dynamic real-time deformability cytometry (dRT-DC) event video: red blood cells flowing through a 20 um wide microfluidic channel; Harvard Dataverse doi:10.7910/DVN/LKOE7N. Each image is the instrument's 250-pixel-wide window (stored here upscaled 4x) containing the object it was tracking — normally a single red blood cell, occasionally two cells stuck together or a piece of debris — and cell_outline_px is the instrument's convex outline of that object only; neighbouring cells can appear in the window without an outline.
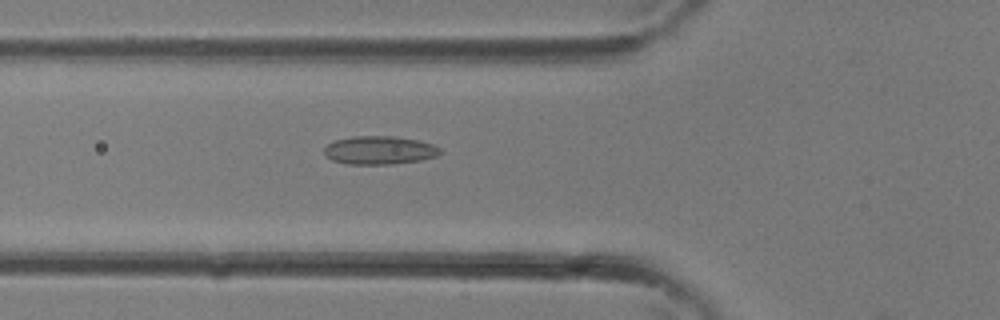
{"species": "common noctule bat (a hibernating species)", "species_latin": "Nyctalus noctula", "temperature_condition": "room temperature", "stored_images_in_passage": 33, "camera_frame_rate_fps": 3000, "um_per_image_px": 0.085, "animal": {"sex": "female"}, "frame": {"image": 1, "passage_image": 12, "time_ms": 3.667, "image_size_px": [1000, 320], "cell_outline_px": [[444, 152], [436, 156], [420, 160], [392, 164], [348, 164], [332, 160], [324, 156], [324, 148], [332, 140], [352, 136], [396, 136], [416, 140], [432, 144], [440, 148]], "centroid_in_image_um": [32.23, 12.76], "position_along_channel_um": 93.6, "area_um2": 19.31}}
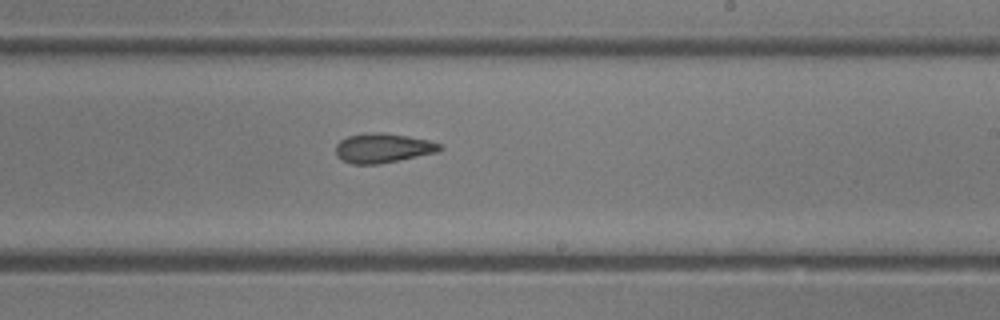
{"frame": {"image": 2, "passage_image": 20, "time_ms": 6.333, "image_size_px": [1000, 320], "cell_outline_px": [[444, 148], [436, 152], [376, 164], [352, 164], [336, 156], [336, 144], [340, 140], [348, 136], [364, 132], [384, 132], [408, 136], [428, 140], [440, 144]], "centroid_in_image_um": [32.51, 12.56], "position_along_channel_um": 256.5, "area_um2": 17.74}}
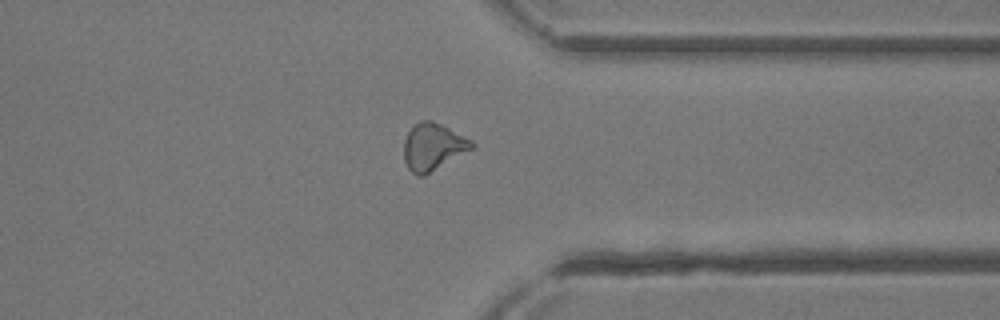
{"frame": {"image": 3, "passage_image": 26, "time_ms": 8.333, "image_size_px": [1000, 320], "cell_outline_px": [[476, 148], [424, 176], [416, 176], [408, 168], [404, 160], [404, 140], [408, 132], [420, 120], [432, 120], [472, 140], [476, 144]], "centroid_in_image_um": [36.84, 12.5], "position_along_channel_um": 374.6, "area_um2": 18.79}}